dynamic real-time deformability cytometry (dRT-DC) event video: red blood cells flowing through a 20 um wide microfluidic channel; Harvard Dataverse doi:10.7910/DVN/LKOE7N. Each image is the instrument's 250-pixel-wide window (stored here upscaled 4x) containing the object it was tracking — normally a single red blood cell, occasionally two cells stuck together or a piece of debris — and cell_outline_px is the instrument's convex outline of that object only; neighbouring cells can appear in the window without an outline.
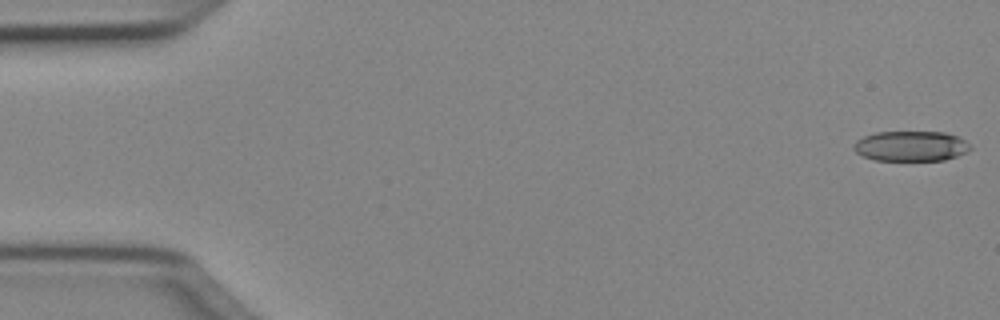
{"species": "Egyptian fruit bat (a non-hibernating species)", "species_latin": "Rousettus aegyptiacus", "temperature_condition": "cold", "stored_images_in_passage": 50, "camera_frame_rate_fps": 3000, "um_per_image_px": 0.085, "animal": {"sex": "female"}, "frame": {"image": 1, "passage_image": 1, "time_ms": 0.0, "image_size_px": [1000, 320], "cell_outline_px": [[972, 148], [968, 152], [944, 160], [876, 160], [864, 156], [856, 152], [852, 148], [852, 144], [856, 140], [864, 136], [876, 132], [944, 132], [956, 136], [964, 140]], "centroid_in_image_um": [77.4, 12.41], "position_along_channel_um": 7.6, "area_um2": 20.46}}
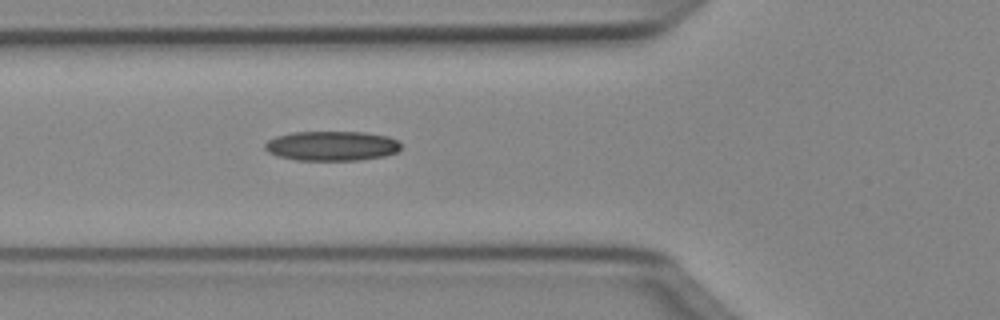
{"frame": {"image": 2, "passage_image": 18, "time_ms": 5.667, "image_size_px": [1000, 320], "cell_outline_px": [[400, 148], [396, 152], [384, 156], [360, 160], [296, 160], [276, 156], [268, 152], [264, 148], [264, 144], [268, 140], [276, 136], [292, 132], [364, 132], [388, 136], [396, 140], [400, 144]], "centroid_in_image_um": [28.16, 12.4], "position_along_channel_um": 97.6, "area_um2": 23.58}}
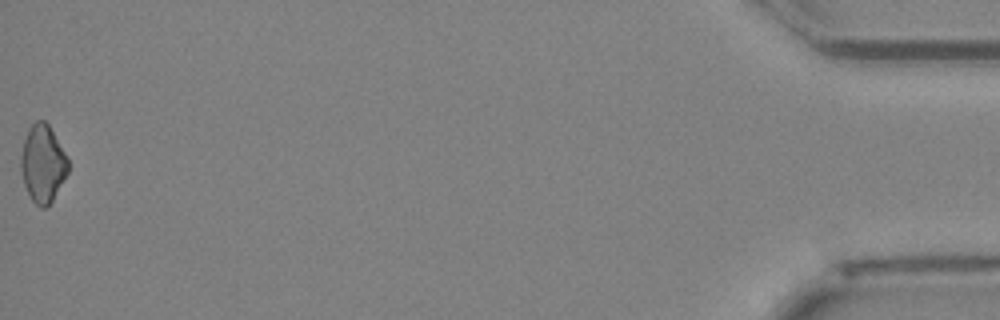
{"frame": {"image": 3, "passage_image": 50, "time_ms": 16.333, "image_size_px": [1000, 320], "cell_outline_px": [[68, 172], [52, 200], [44, 208], [40, 208], [32, 200], [24, 184], [20, 168], [20, 156], [24, 140], [28, 128], [36, 120], [44, 120], [48, 124], [64, 152], [68, 160]], "centroid_in_image_um": [3.61, 13.9], "position_along_channel_um": 431.6, "area_um2": 21.04}}